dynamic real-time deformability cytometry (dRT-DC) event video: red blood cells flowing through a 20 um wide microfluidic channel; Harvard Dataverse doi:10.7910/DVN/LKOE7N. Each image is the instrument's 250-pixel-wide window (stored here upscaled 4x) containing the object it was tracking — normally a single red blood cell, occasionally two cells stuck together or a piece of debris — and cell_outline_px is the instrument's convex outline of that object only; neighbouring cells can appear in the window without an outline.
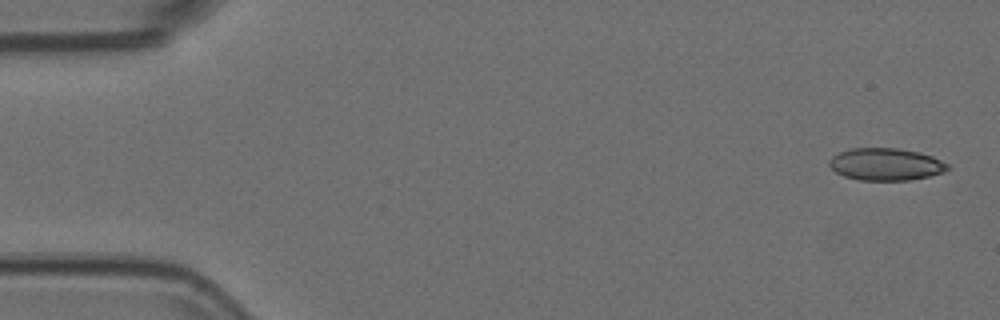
{"species": "Egyptian fruit bat (a non-hibernating species)", "species_latin": "Rousettus aegyptiacus", "temperature_condition": "room temperature", "stored_images_in_passage": 53, "camera_frame_rate_fps": 3000, "um_per_image_px": 0.085, "animal": {"sex": "female"}, "frame": {"image": 1, "passage_image": 1, "time_ms": 0.0, "image_size_px": [1000, 320], "cell_outline_px": [[952, 168], [944, 172], [928, 176], [908, 180], [860, 180], [844, 176], [836, 172], [828, 164], [828, 160], [832, 156], [840, 152], [852, 148], [896, 148], [920, 152], [932, 156], [948, 164]], "centroid_in_image_um": [75.3, 13.96], "position_along_channel_um": 9.7, "area_um2": 22.25}}
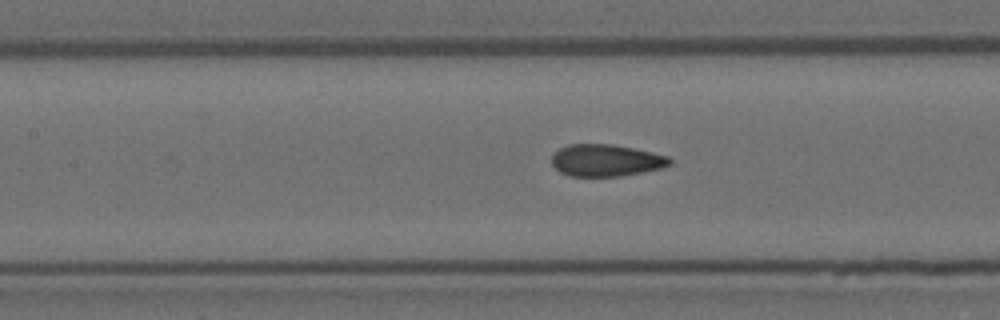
{"frame": {"image": 2, "passage_image": 23, "time_ms": 7.333, "image_size_px": [1000, 320], "cell_outline_px": [[672, 164], [660, 168], [620, 176], [568, 176], [560, 172], [552, 164], [552, 152], [568, 144], [612, 144], [632, 148], [668, 156], [672, 160]], "centroid_in_image_um": [51.47, 13.62], "position_along_channel_um": 155.9, "area_um2": 21.91}}
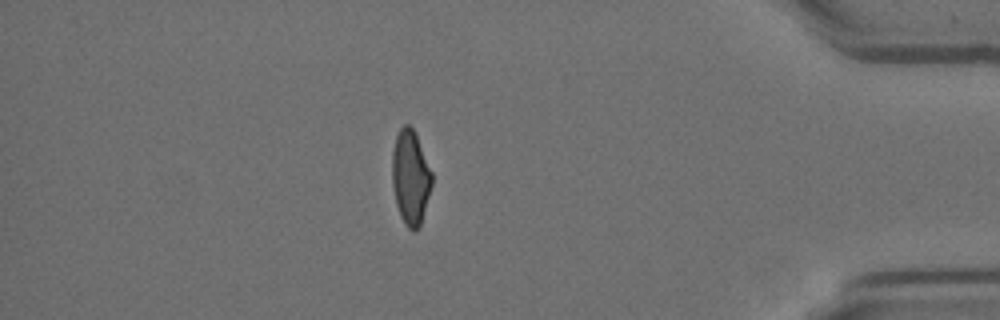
{"frame": {"image": 3, "passage_image": 46, "time_ms": 15.0, "image_size_px": [1000, 320], "cell_outline_px": [[432, 184], [420, 224], [416, 232], [412, 232], [404, 224], [400, 216], [396, 204], [392, 184], [392, 152], [396, 136], [400, 128], [404, 124], [408, 124], [412, 128], [416, 136], [432, 172]], "centroid_in_image_um": [34.87, 15.1], "position_along_channel_um": 400.3, "area_um2": 21.73}, "authors_computed_cell_mechanics": {"area_um2": 22.4264, "velocity_mm_per_s": 3.7278, "shape_relaxation_time_tau1_ms": 6.1388, "shape_relaxation_time_tau2_ms": 0.8064, "deformation_change_tau1": 0.1649, "deformation_change_tau2": 0.0726}}